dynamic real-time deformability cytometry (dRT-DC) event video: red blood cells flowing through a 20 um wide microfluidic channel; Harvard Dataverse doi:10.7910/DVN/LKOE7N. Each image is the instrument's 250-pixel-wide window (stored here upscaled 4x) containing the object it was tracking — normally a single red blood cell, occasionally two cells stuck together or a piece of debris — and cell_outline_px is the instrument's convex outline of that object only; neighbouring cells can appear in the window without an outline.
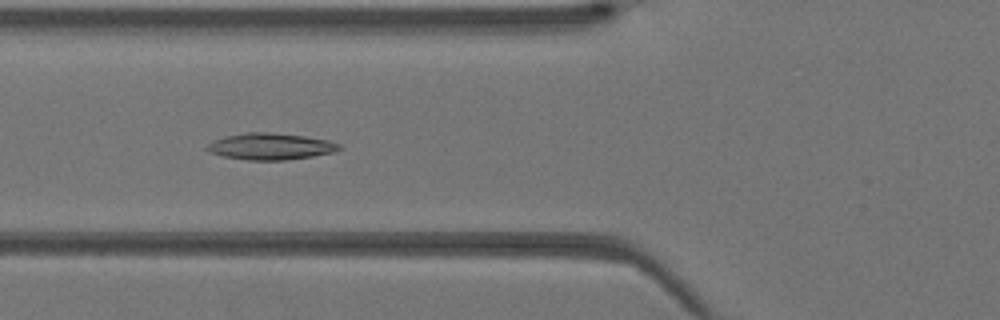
{"species": "Egyptian fruit bat (a non-hibernating species)", "species_latin": "Rousettus aegyptiacus", "temperature_condition": "warm", "stored_images_in_passage": 36, "camera_frame_rate_fps": 3000, "um_per_image_px": 0.085, "animal": {"sex": "female"}, "frame": {"image": 1, "passage_image": 10, "time_ms": 3.0, "image_size_px": [1000, 320], "cell_outline_px": [[344, 148], [332, 152], [312, 156], [284, 160], [248, 160], [224, 156], [208, 152], [204, 148], [208, 144], [224, 136], [248, 132], [268, 132], [304, 136], [328, 140], [340, 144]], "centroid_in_image_um": [22.99, 12.44], "position_along_channel_um": 102.8, "area_um2": 20.35}}
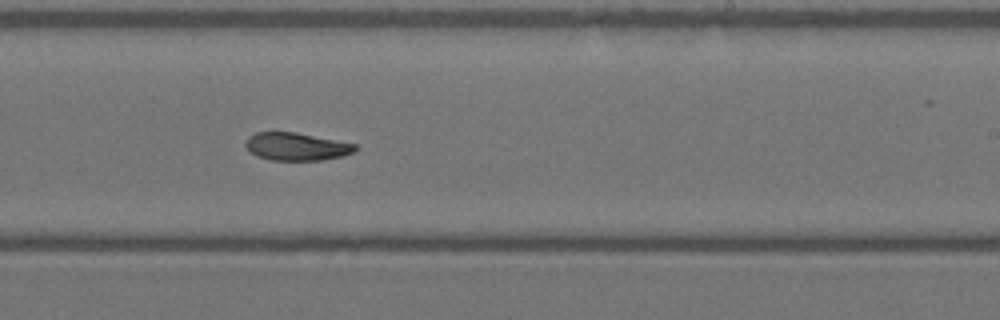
{"frame": {"image": 2, "passage_image": 20, "time_ms": 6.333, "image_size_px": [1000, 320], "cell_outline_px": [[356, 152], [340, 156], [320, 160], [272, 160], [256, 156], [244, 144], [248, 136], [256, 132], [296, 132], [356, 144]], "centroid_in_image_um": [25.18, 12.45], "position_along_channel_um": 263.8, "area_um2": 17.63}}
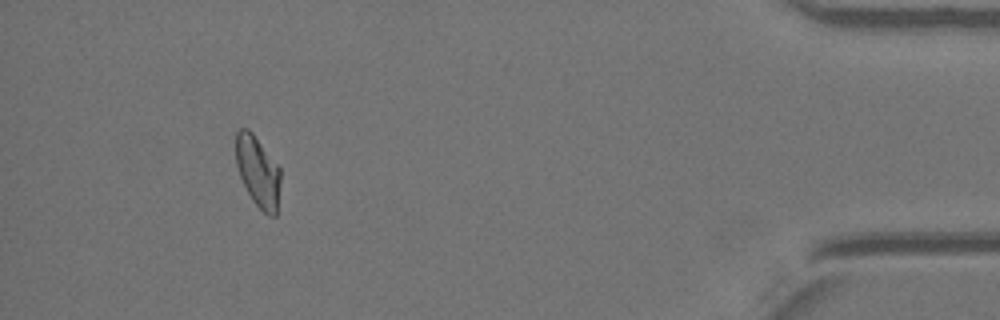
{"frame": {"image": 3, "passage_image": 33, "time_ms": 10.667, "image_size_px": [1000, 320], "cell_outline_px": [[280, 180], [276, 216], [268, 216], [252, 200], [240, 176], [236, 164], [236, 132], [240, 128], [248, 128], [252, 132], [280, 168]], "centroid_in_image_um": [21.92, 14.57], "position_along_channel_um": 413.3, "area_um2": 18.21}}